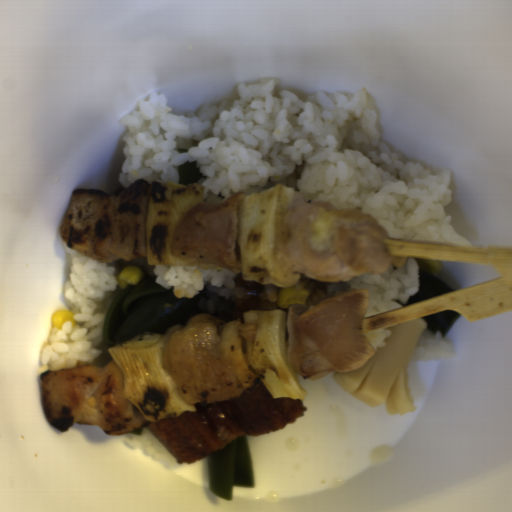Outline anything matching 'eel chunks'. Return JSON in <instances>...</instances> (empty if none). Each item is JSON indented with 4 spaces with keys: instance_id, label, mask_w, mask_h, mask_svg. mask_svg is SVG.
<instances>
[{
    "instance_id": "4dd315ae",
    "label": "eel chunks",
    "mask_w": 512,
    "mask_h": 512,
    "mask_svg": "<svg viewBox=\"0 0 512 512\" xmlns=\"http://www.w3.org/2000/svg\"><path fill=\"white\" fill-rule=\"evenodd\" d=\"M193 406L195 412L143 422L181 465L219 452L239 437L277 431L308 411L303 400L272 398L258 376L238 396Z\"/></svg>"
},
{
    "instance_id": "57646c5b",
    "label": "eel chunks",
    "mask_w": 512,
    "mask_h": 512,
    "mask_svg": "<svg viewBox=\"0 0 512 512\" xmlns=\"http://www.w3.org/2000/svg\"><path fill=\"white\" fill-rule=\"evenodd\" d=\"M238 288L249 290L251 295L247 299H239L235 304L232 320L239 319L241 322H247L244 314L251 309H276L275 303L269 300H264L263 294L264 283L256 280H246L243 273H240L235 280Z\"/></svg>"
}]
</instances>
